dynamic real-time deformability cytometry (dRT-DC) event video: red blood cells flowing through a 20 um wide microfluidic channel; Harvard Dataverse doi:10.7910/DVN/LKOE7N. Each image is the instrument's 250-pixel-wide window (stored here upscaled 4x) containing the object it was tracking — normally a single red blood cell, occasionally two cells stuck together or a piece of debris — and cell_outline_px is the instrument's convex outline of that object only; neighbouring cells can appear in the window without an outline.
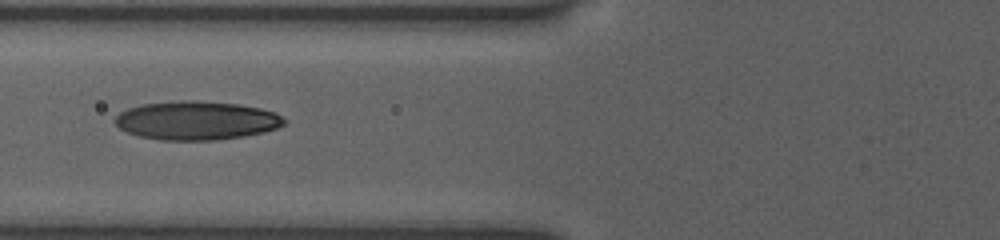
{"species": "human", "species_latin": "Homo sapiens", "temperature_condition": "room temperature", "stored_images_in_passage": 16, "camera_frame_rate_fps": 3000, "um_per_image_px": 0.085, "donor": {"sex": "female"}, "frame": {"image": 1, "passage_image": 13, "time_ms": 7.0, "image_size_px": [1000, 240], "cell_outline_px": [[288, 120], [284, 124], [276, 128], [264, 132], [244, 136], [216, 140], [160, 140], [140, 136], [128, 132], [120, 128], [116, 124], [116, 116], [120, 112], [128, 108], [144, 104], [180, 100], [192, 100], [240, 104], [260, 108], [276, 112]], "centroid_in_image_um": [16.74, 10.24], "position_along_channel_um": 109.1, "area_um2": 38.15}}
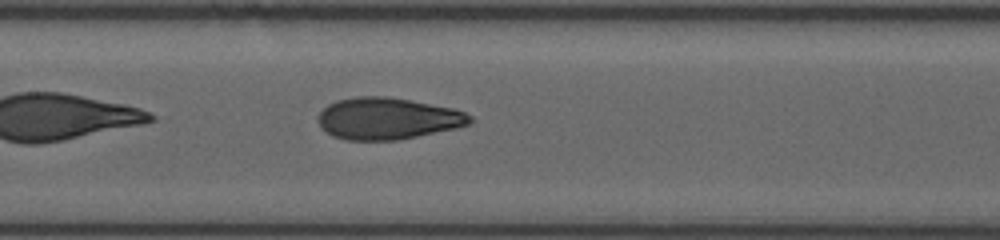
{"frame": {"image": 2, "passage_image": 16, "time_ms": 8.667, "image_size_px": [1000, 240], "cell_outline_px": [[472, 120], [468, 124], [456, 128], [400, 140], [344, 140], [332, 136], [324, 132], [320, 128], [316, 120], [320, 112], [328, 104], [336, 100], [356, 96], [388, 96], [452, 108], [464, 112], [472, 116]], "centroid_in_image_um": [32.88, 10.08], "position_along_channel_um": 174.5, "area_um2": 37.22}}